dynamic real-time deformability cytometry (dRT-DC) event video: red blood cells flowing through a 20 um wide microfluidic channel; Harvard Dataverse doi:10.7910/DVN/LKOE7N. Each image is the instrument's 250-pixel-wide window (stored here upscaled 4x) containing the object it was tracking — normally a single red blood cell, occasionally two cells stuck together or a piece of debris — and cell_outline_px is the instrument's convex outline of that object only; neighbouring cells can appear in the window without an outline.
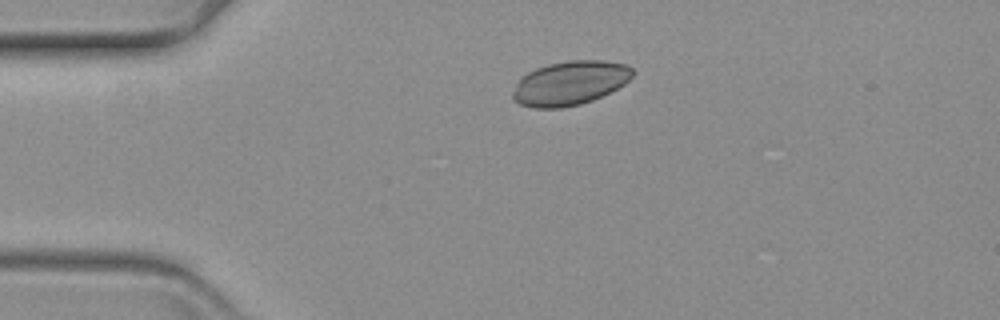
{"species": "common noctule bat (a hibernating species)", "species_latin": "Nyctalus noctula", "temperature_condition": "warm", "stored_images_in_passage": 36, "camera_frame_rate_fps": 3000, "um_per_image_px": 0.085, "animal": {"sex": "female", "body_mass_g": 19.3, "forearm_length_mm": 54.1}, "frame": {"image": 1, "passage_image": 2, "time_ms": 0.333, "image_size_px": [1000, 320], "cell_outline_px": [[636, 72], [624, 84], [592, 100], [580, 104], [560, 108], [536, 108], [520, 104], [512, 100], [512, 92], [516, 84], [528, 72], [536, 68], [548, 64], [568, 60], [604, 60], [628, 64]], "centroid_in_image_um": [48.45, 7.05], "position_along_channel_um": 36.5, "area_um2": 30.75}}
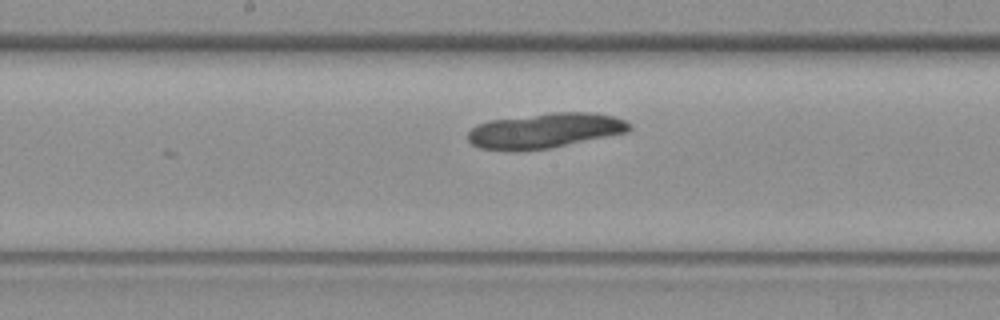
{"frame": {"image": 2, "passage_image": 20, "time_ms": 6.333, "image_size_px": [1000, 320], "cell_outline_px": [[632, 128], [628, 132], [548, 148], [480, 148], [472, 144], [468, 140], [468, 132], [476, 124], [488, 120], [552, 112], [592, 112], [612, 116], [624, 120]], "centroid_in_image_um": [46.34, 11.05], "position_along_channel_um": 201.9, "area_um2": 32.08}}
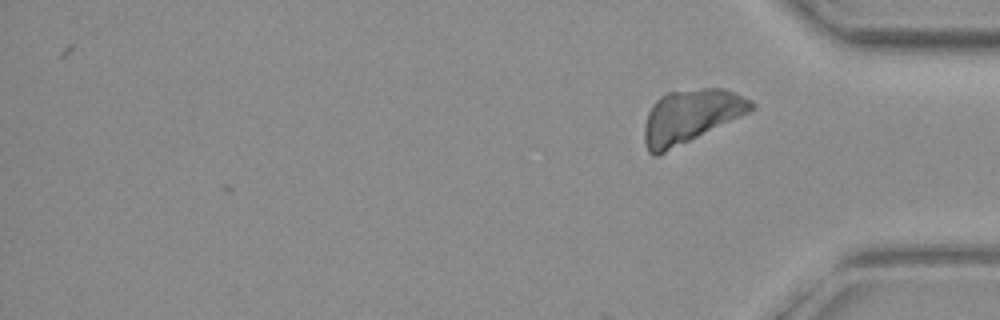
{"frame": {"image": 3, "passage_image": 36, "time_ms": 11.667, "image_size_px": [1000, 320], "cell_outline_px": [[756, 108], [660, 156], [652, 156], [648, 152], [644, 144], [644, 128], [648, 112], [652, 104], [660, 96], [668, 92], [700, 88], [724, 88], [752, 100], [756, 104]], "centroid_in_image_um": [58.67, 9.9], "position_along_channel_um": 376.5, "area_um2": 33.47}}